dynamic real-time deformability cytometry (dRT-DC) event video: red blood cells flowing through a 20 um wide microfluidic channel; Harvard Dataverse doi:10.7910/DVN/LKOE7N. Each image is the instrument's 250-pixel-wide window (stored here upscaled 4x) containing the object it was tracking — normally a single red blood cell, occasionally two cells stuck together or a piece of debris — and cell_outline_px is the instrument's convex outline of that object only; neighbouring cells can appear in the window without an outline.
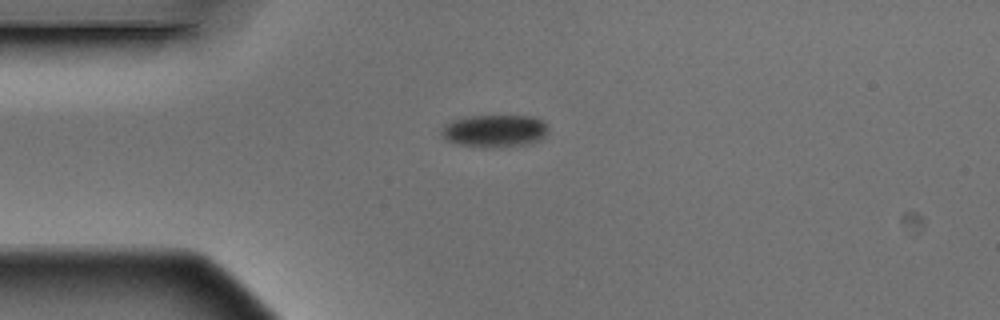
{"species": "Egyptian fruit bat (a non-hibernating species)", "species_latin": "Rousettus aegyptiacus", "temperature_condition": "warm", "stored_images_in_passage": 4, "camera_frame_rate_fps": 3000, "um_per_image_px": 0.085, "animal": {"sex": "male"}, "frame": {"image": 1, "passage_image": 1, "time_ms": 0.0, "image_size_px": [1000, 320], "cell_outline_px": [[548, 132], [540, 140], [528, 144], [488, 148], [460, 144], [448, 140], [440, 132], [452, 120], [468, 116], [532, 116], [544, 120], [548, 124]], "centroid_in_image_um": [42.13, 11.12], "position_along_channel_um": 42.9, "area_um2": 20.11}}
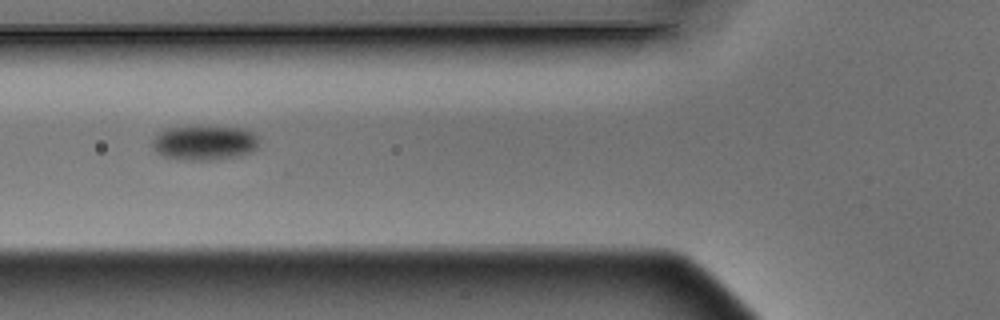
{"frame": {"image": 2, "passage_image": 3, "time_ms": 0.667, "image_size_px": [1000, 320], "cell_outline_px": [[256, 148], [252, 152], [240, 156], [216, 160], [180, 160], [164, 156], [156, 152], [152, 144], [152, 140], [164, 128], [240, 128], [256, 136]], "centroid_in_image_um": [17.33, 12.18], "position_along_channel_um": 108.5, "area_um2": 20.98}}
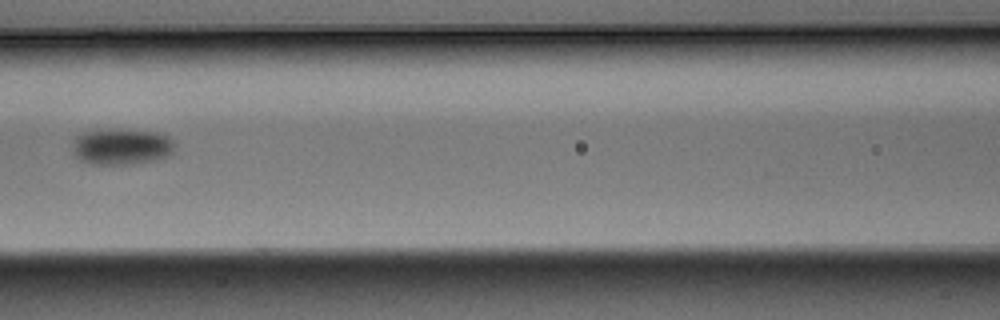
{"frame": {"image": 3, "passage_image": 4, "time_ms": 1.0, "image_size_px": [1000, 320], "cell_outline_px": [[176, 144], [172, 152], [164, 156], [152, 160], [132, 164], [92, 164], [80, 160], [76, 156], [72, 148], [72, 144], [76, 136], [84, 132], [160, 132], [168, 136]], "centroid_in_image_um": [10.33, 12.51], "position_along_channel_um": 156.3, "area_um2": 20.58}}